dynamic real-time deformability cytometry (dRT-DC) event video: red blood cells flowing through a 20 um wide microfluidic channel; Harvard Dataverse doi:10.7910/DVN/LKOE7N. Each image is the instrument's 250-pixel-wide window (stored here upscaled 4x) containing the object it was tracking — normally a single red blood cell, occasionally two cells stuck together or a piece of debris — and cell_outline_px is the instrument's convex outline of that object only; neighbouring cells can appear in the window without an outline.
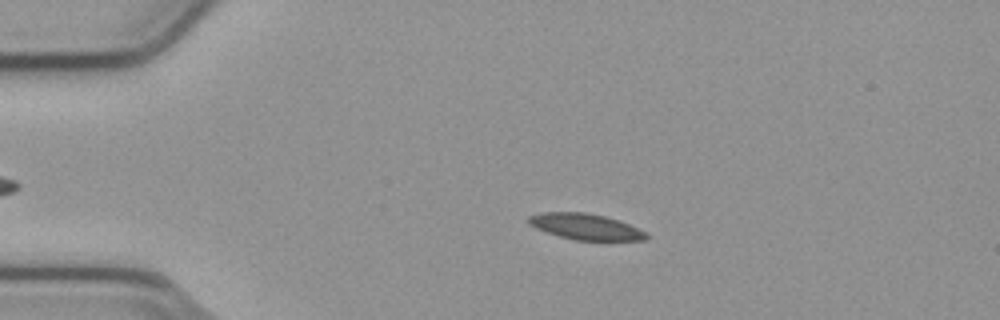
{"species": "common noctule bat (a hibernating species)", "species_latin": "Nyctalus noctula", "temperature_condition": "cold", "stored_images_in_passage": 45, "camera_frame_rate_fps": 3000, "um_per_image_px": 0.085, "animal": {"sex": "male", "body_mass_g": 23.1, "forearm_length_mm": 52.7}, "frame": {"image": 1, "passage_image": 2, "time_ms": 0.333, "image_size_px": [1000, 320], "cell_outline_px": [[648, 240], [572, 240], [536, 228], [528, 224], [528, 216], [544, 212], [584, 212], [604, 216], [628, 224], [648, 232]], "centroid_in_image_um": [49.78, 19.27], "position_along_channel_um": 35.2, "area_um2": 17.69}}
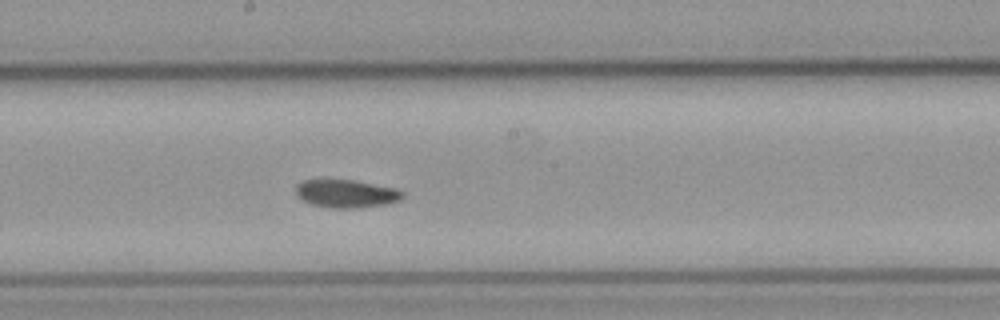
{"frame": {"image": 2, "passage_image": 20, "time_ms": 6.333, "image_size_px": [1000, 320], "cell_outline_px": [[404, 196], [400, 200], [388, 204], [360, 208], [328, 208], [312, 204], [296, 196], [296, 184], [304, 180], [352, 180], [396, 188], [404, 192]], "centroid_in_image_um": [29.45, 16.47], "position_along_channel_um": 218.7, "area_um2": 17.51}}
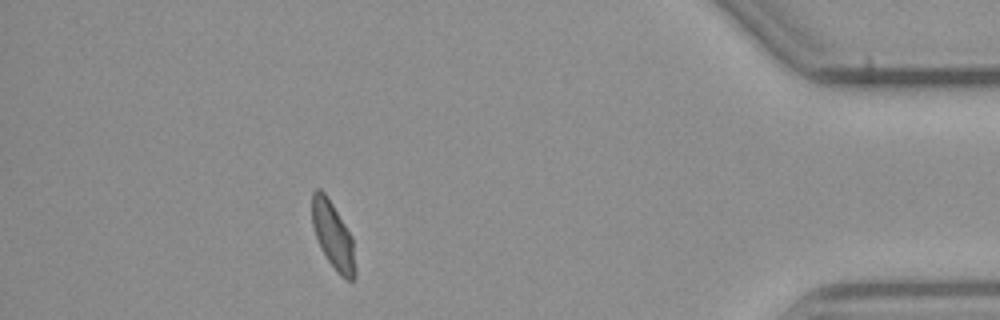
{"frame": {"image": 3, "passage_image": 39, "time_ms": 12.667, "image_size_px": [1000, 320], "cell_outline_px": [[356, 276], [352, 280], [344, 280], [336, 272], [320, 248], [312, 224], [312, 192], [316, 188], [320, 188], [324, 192], [332, 204], [352, 236], [356, 268]], "centroid_in_image_um": [28.31, 20.06], "position_along_channel_um": 406.9, "area_um2": 16.94}, "authors_computed_cell_mechanics": {"area_um2": 17.6868, "velocity_mm_per_s": 3.7731, "shape_relaxation_time_tau1_ms": null, "shape_relaxation_time_tau2_ms": 3.1686, "deformation_change_tau1": null, "deformation_change_tau2": 0.0669}}